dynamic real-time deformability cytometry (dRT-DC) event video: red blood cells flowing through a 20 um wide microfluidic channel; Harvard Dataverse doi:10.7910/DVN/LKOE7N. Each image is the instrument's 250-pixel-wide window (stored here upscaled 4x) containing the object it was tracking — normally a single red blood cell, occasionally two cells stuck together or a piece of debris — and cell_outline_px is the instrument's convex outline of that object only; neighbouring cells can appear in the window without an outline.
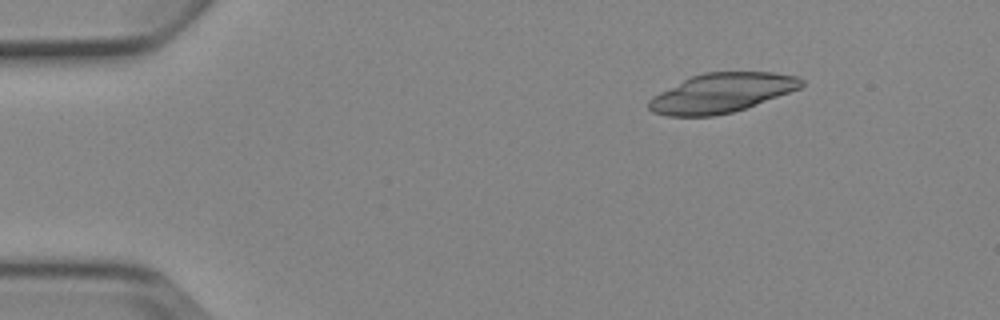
{"species": "Egyptian fruit bat (a non-hibernating species)", "species_latin": "Rousettus aegyptiacus", "temperature_condition": "cold", "stored_images_in_passage": 7, "camera_frame_rate_fps": 3000, "um_per_image_px": 0.085, "animal": {"sex": "female"}, "frame": {"image": 1, "passage_image": 3, "time_ms": 2.333, "image_size_px": [1000, 320], "cell_outline_px": [[804, 84], [800, 88], [756, 104], [732, 112], [712, 116], [668, 116], [652, 112], [648, 108], [648, 100], [652, 96], [688, 76], [704, 72], [776, 72], [796, 76], [804, 80]], "centroid_in_image_um": [61.29, 7.89], "position_along_channel_um": 23.7, "area_um2": 35.03}}